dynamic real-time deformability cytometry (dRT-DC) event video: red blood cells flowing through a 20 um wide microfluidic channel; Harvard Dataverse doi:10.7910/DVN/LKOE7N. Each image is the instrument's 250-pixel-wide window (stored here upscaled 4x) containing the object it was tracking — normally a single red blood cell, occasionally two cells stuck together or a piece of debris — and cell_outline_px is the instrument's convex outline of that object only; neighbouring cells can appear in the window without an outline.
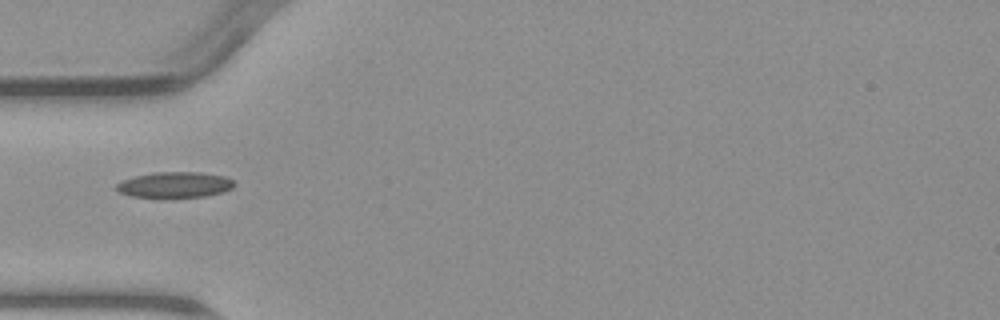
{"species": "common noctule bat (a hibernating species)", "species_latin": "Nyctalus noctula", "temperature_condition": "warm", "stored_images_in_passage": 5, "camera_frame_rate_fps": 3000, "um_per_image_px": 0.085, "animal": {"sex": "male", "body_mass_g": 23.1, "forearm_length_mm": 52.7}, "frame": {"image": 1, "passage_image": 3, "time_ms": 3.333, "image_size_px": [1000, 320], "cell_outline_px": [[236, 184], [232, 188], [224, 192], [204, 196], [168, 200], [164, 200], [132, 196], [120, 192], [116, 188], [116, 184], [124, 180], [136, 176], [152, 172], [200, 172], [224, 176], [232, 180]], "centroid_in_image_um": [14.86, 15.75], "position_along_channel_um": 70.1, "area_um2": 18.32}}
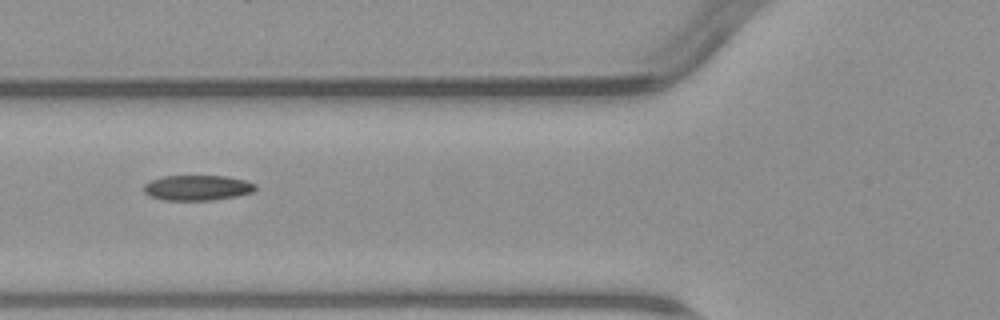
{"frame": {"image": 2, "passage_image": 4, "time_ms": 4.333, "image_size_px": [1000, 320], "cell_outline_px": [[256, 188], [252, 192], [236, 196], [212, 200], [164, 200], [148, 196], [144, 192], [144, 184], [152, 180], [164, 176], [224, 176], [244, 180], [256, 184]], "centroid_in_image_um": [16.75, 15.96], "position_along_channel_um": 109.0, "area_um2": 16.36}}
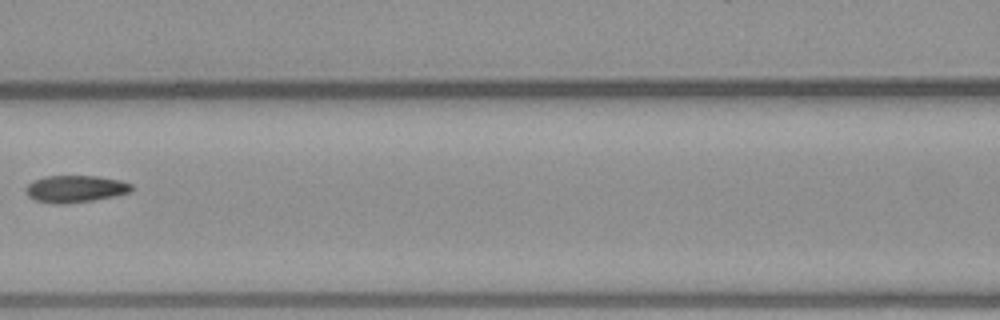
{"frame": {"image": 3, "passage_image": 5, "time_ms": 5.667, "image_size_px": [1000, 320], "cell_outline_px": [[132, 188], [128, 192], [112, 196], [92, 200], [64, 204], [52, 204], [36, 200], [28, 196], [28, 184], [32, 180], [44, 176], [100, 176], [120, 180], [132, 184]], "centroid_in_image_um": [6.39, 16.04], "position_along_channel_um": 160.2, "area_um2": 16.47}}